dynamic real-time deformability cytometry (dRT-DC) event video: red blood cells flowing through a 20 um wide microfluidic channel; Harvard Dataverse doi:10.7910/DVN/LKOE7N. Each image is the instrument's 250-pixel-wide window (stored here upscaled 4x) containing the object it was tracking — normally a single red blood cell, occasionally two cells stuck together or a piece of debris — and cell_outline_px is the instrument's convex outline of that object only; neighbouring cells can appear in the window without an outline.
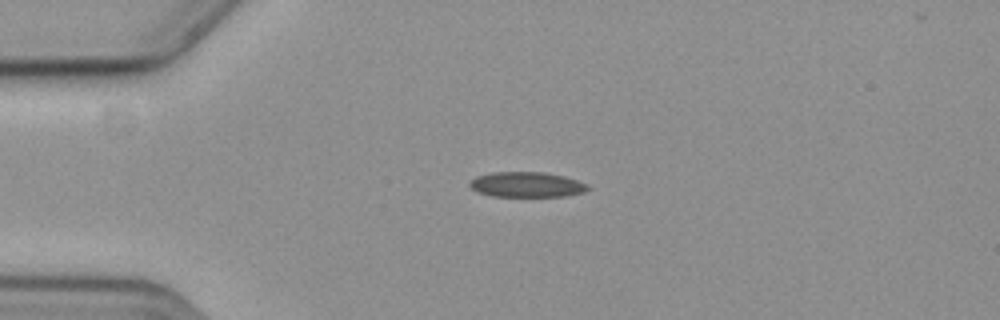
{"species": "common noctule bat (a hibernating species)", "species_latin": "Nyctalus noctula", "temperature_condition": "cold", "stored_images_in_passage": 49, "camera_frame_rate_fps": 3000, "um_per_image_px": 0.085, "animal": {"sex": "female", "body_mass_g": 19.3, "forearm_length_mm": 54.1}, "frame": {"image": 1, "passage_image": 14, "time_ms": 4.333, "image_size_px": [1000, 320], "cell_outline_px": [[588, 188], [584, 192], [564, 196], [492, 196], [480, 192], [472, 188], [468, 184], [476, 176], [492, 172], [544, 172], [564, 176], [588, 184]], "centroid_in_image_um": [44.77, 15.68], "position_along_channel_um": 40.2, "area_um2": 17.17}}
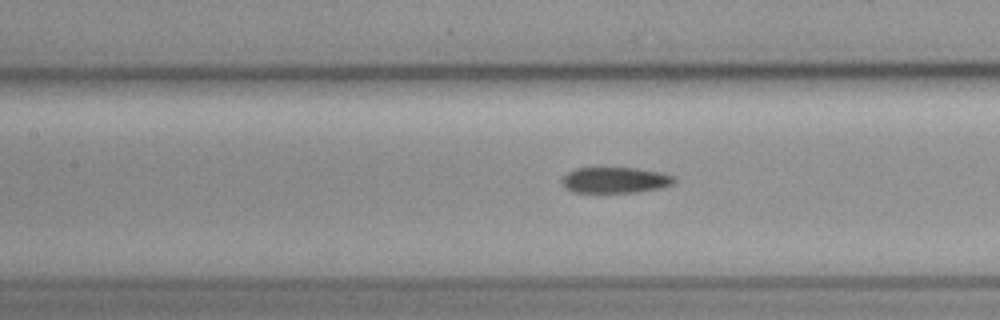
{"frame": {"image": 2, "passage_image": 26, "time_ms": 8.333, "image_size_px": [1000, 320], "cell_outline_px": [[676, 180], [672, 184], [660, 188], [636, 192], [572, 192], [564, 188], [560, 180], [568, 172], [576, 168], [636, 168], [660, 172], [676, 176]], "centroid_in_image_um": [52.28, 15.31], "position_along_channel_um": 155.1, "area_um2": 16.99}}
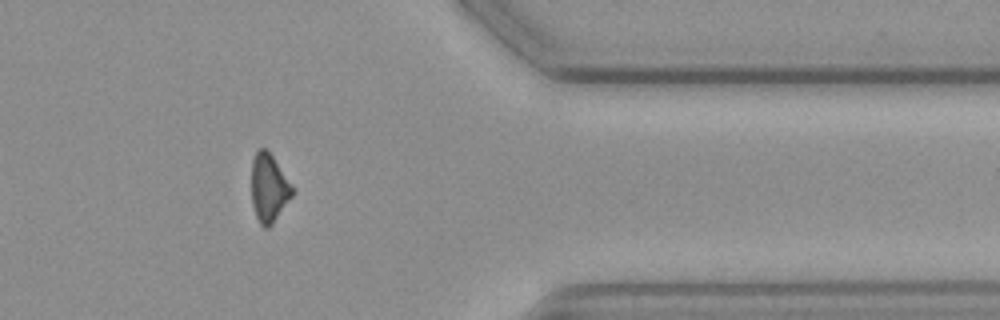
{"frame": {"image": 3, "passage_image": 47, "time_ms": 15.333, "image_size_px": [1000, 320], "cell_outline_px": [[292, 196], [272, 224], [268, 228], [264, 228], [260, 224], [256, 216], [252, 204], [252, 160], [256, 152], [260, 148], [264, 148], [272, 156], [292, 184]], "centroid_in_image_um": [22.84, 15.99], "position_along_channel_um": 388.6, "area_um2": 15.95}}